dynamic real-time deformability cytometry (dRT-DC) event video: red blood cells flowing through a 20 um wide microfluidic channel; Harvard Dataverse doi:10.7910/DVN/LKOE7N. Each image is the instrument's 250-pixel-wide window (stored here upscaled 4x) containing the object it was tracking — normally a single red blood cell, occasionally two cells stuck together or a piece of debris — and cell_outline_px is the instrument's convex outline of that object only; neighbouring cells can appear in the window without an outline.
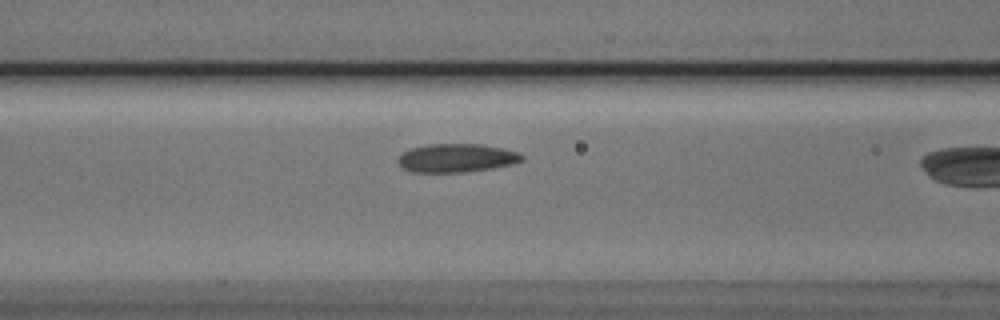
{"species": "Egyptian fruit bat (a non-hibernating species)", "species_latin": "Rousettus aegyptiacus", "temperature_condition": "cold", "stored_images_in_passage": 10, "camera_frame_rate_fps": 3000, "um_per_image_px": 0.085, "animal": {"sex": "male"}, "frame": {"image": 1, "passage_image": 9, "time_ms": 2.667, "image_size_px": [1000, 320], "cell_outline_px": [[524, 160], [512, 164], [492, 168], [464, 172], [412, 172], [404, 168], [396, 160], [404, 152], [412, 148], [428, 144], [480, 144], [520, 152], [524, 156]], "centroid_in_image_um": [38.83, 13.43], "position_along_channel_um": 127.8, "area_um2": 20.46}}